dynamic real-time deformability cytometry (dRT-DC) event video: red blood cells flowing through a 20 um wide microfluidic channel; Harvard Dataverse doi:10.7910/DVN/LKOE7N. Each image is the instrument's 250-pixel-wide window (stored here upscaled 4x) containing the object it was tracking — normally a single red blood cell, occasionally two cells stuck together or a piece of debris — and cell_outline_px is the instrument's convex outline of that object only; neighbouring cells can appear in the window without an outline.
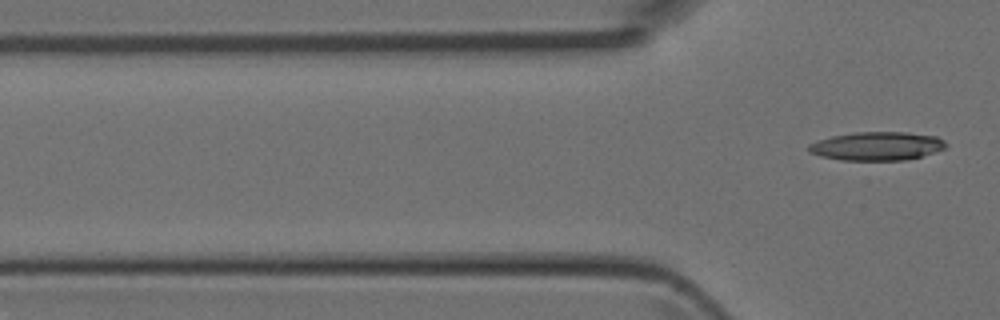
{"species": "Egyptian fruit bat (a non-hibernating species)", "species_latin": "Rousettus aegyptiacus", "temperature_condition": "room temperature", "stored_images_in_passage": 2, "camera_frame_rate_fps": 3000, "um_per_image_px": 0.085, "animal": {"sex": "female"}, "frame": {"image": 1, "passage_image": 2, "time_ms": 0.333, "image_size_px": [1000, 320], "cell_outline_px": [[948, 144], [944, 148], [908, 160], [840, 160], [820, 156], [808, 152], [808, 144], [816, 140], [832, 136], [856, 132], [908, 132], [936, 136], [944, 140]], "centroid_in_image_um": [74.5, 12.41], "position_along_channel_um": 51.3, "area_um2": 22.89}}